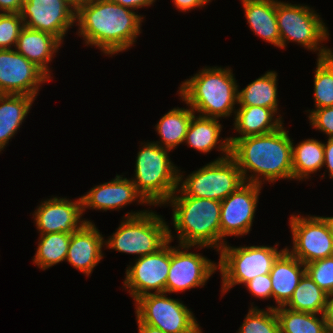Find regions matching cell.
I'll return each mask as SVG.
<instances>
[{
  "label": "cell",
  "instance_id": "cell-40",
  "mask_svg": "<svg viewBox=\"0 0 333 333\" xmlns=\"http://www.w3.org/2000/svg\"><path fill=\"white\" fill-rule=\"evenodd\" d=\"M329 170V176L333 179V138H328L326 144H324V164Z\"/></svg>",
  "mask_w": 333,
  "mask_h": 333
},
{
  "label": "cell",
  "instance_id": "cell-1",
  "mask_svg": "<svg viewBox=\"0 0 333 333\" xmlns=\"http://www.w3.org/2000/svg\"><path fill=\"white\" fill-rule=\"evenodd\" d=\"M142 19L132 9L109 0H85L76 5L79 36L106 55L131 47L141 33Z\"/></svg>",
  "mask_w": 333,
  "mask_h": 333
},
{
  "label": "cell",
  "instance_id": "cell-14",
  "mask_svg": "<svg viewBox=\"0 0 333 333\" xmlns=\"http://www.w3.org/2000/svg\"><path fill=\"white\" fill-rule=\"evenodd\" d=\"M261 185L246 182L221 201L220 250L226 236L248 234L256 211Z\"/></svg>",
  "mask_w": 333,
  "mask_h": 333
},
{
  "label": "cell",
  "instance_id": "cell-17",
  "mask_svg": "<svg viewBox=\"0 0 333 333\" xmlns=\"http://www.w3.org/2000/svg\"><path fill=\"white\" fill-rule=\"evenodd\" d=\"M82 215L81 197L75 202L60 197L47 199L38 206L33 214L36 228L40 231V234L53 232L72 234L89 222L88 220H81Z\"/></svg>",
  "mask_w": 333,
  "mask_h": 333
},
{
  "label": "cell",
  "instance_id": "cell-11",
  "mask_svg": "<svg viewBox=\"0 0 333 333\" xmlns=\"http://www.w3.org/2000/svg\"><path fill=\"white\" fill-rule=\"evenodd\" d=\"M169 229V241L157 252L139 257L135 264L126 269L124 285L131 297L151 293H166V281L170 269V246L173 237ZM129 288V289H128Z\"/></svg>",
  "mask_w": 333,
  "mask_h": 333
},
{
  "label": "cell",
  "instance_id": "cell-32",
  "mask_svg": "<svg viewBox=\"0 0 333 333\" xmlns=\"http://www.w3.org/2000/svg\"><path fill=\"white\" fill-rule=\"evenodd\" d=\"M314 75V100L316 109L333 106V54L317 58Z\"/></svg>",
  "mask_w": 333,
  "mask_h": 333
},
{
  "label": "cell",
  "instance_id": "cell-37",
  "mask_svg": "<svg viewBox=\"0 0 333 333\" xmlns=\"http://www.w3.org/2000/svg\"><path fill=\"white\" fill-rule=\"evenodd\" d=\"M245 286L257 298H272V282L269 274L256 276L247 282Z\"/></svg>",
  "mask_w": 333,
  "mask_h": 333
},
{
  "label": "cell",
  "instance_id": "cell-44",
  "mask_svg": "<svg viewBox=\"0 0 333 333\" xmlns=\"http://www.w3.org/2000/svg\"><path fill=\"white\" fill-rule=\"evenodd\" d=\"M322 218L325 220L327 226H328V229H329V232H330V235L332 237V241H333V217H323Z\"/></svg>",
  "mask_w": 333,
  "mask_h": 333
},
{
  "label": "cell",
  "instance_id": "cell-41",
  "mask_svg": "<svg viewBox=\"0 0 333 333\" xmlns=\"http://www.w3.org/2000/svg\"><path fill=\"white\" fill-rule=\"evenodd\" d=\"M175 7L180 11H189L196 7H204L208 3L207 0H173Z\"/></svg>",
  "mask_w": 333,
  "mask_h": 333
},
{
  "label": "cell",
  "instance_id": "cell-7",
  "mask_svg": "<svg viewBox=\"0 0 333 333\" xmlns=\"http://www.w3.org/2000/svg\"><path fill=\"white\" fill-rule=\"evenodd\" d=\"M286 250L273 246L231 247L227 243L221 248L218 269L222 276V293H227L236 284H246L259 275L269 274L274 262Z\"/></svg>",
  "mask_w": 333,
  "mask_h": 333
},
{
  "label": "cell",
  "instance_id": "cell-31",
  "mask_svg": "<svg viewBox=\"0 0 333 333\" xmlns=\"http://www.w3.org/2000/svg\"><path fill=\"white\" fill-rule=\"evenodd\" d=\"M33 262L45 270L66 260L71 234L53 232L41 234Z\"/></svg>",
  "mask_w": 333,
  "mask_h": 333
},
{
  "label": "cell",
  "instance_id": "cell-15",
  "mask_svg": "<svg viewBox=\"0 0 333 333\" xmlns=\"http://www.w3.org/2000/svg\"><path fill=\"white\" fill-rule=\"evenodd\" d=\"M191 247L193 246L181 244L176 248L170 246V269L166 281V293L202 287L218 269V265L205 256L187 252Z\"/></svg>",
  "mask_w": 333,
  "mask_h": 333
},
{
  "label": "cell",
  "instance_id": "cell-45",
  "mask_svg": "<svg viewBox=\"0 0 333 333\" xmlns=\"http://www.w3.org/2000/svg\"><path fill=\"white\" fill-rule=\"evenodd\" d=\"M70 1H72L75 5H77L85 0H70Z\"/></svg>",
  "mask_w": 333,
  "mask_h": 333
},
{
  "label": "cell",
  "instance_id": "cell-24",
  "mask_svg": "<svg viewBox=\"0 0 333 333\" xmlns=\"http://www.w3.org/2000/svg\"><path fill=\"white\" fill-rule=\"evenodd\" d=\"M219 122L218 118L194 115L189 124L184 142L188 144L189 147L203 153L210 152L219 143L220 145L217 148H219L222 153H225H223V155L230 156L229 138L227 137L223 141L221 140V143L219 141L220 132L222 130V126Z\"/></svg>",
  "mask_w": 333,
  "mask_h": 333
},
{
  "label": "cell",
  "instance_id": "cell-43",
  "mask_svg": "<svg viewBox=\"0 0 333 333\" xmlns=\"http://www.w3.org/2000/svg\"><path fill=\"white\" fill-rule=\"evenodd\" d=\"M137 323H138V328H139L138 332L139 333H164L161 329L141 323L138 319H137Z\"/></svg>",
  "mask_w": 333,
  "mask_h": 333
},
{
  "label": "cell",
  "instance_id": "cell-26",
  "mask_svg": "<svg viewBox=\"0 0 333 333\" xmlns=\"http://www.w3.org/2000/svg\"><path fill=\"white\" fill-rule=\"evenodd\" d=\"M194 115V111L190 107L188 109L179 107L171 109L156 124V131L161 139L155 143L170 151L175 149L185 141L189 124Z\"/></svg>",
  "mask_w": 333,
  "mask_h": 333
},
{
  "label": "cell",
  "instance_id": "cell-39",
  "mask_svg": "<svg viewBox=\"0 0 333 333\" xmlns=\"http://www.w3.org/2000/svg\"><path fill=\"white\" fill-rule=\"evenodd\" d=\"M24 0H0V13H20Z\"/></svg>",
  "mask_w": 333,
  "mask_h": 333
},
{
  "label": "cell",
  "instance_id": "cell-38",
  "mask_svg": "<svg viewBox=\"0 0 333 333\" xmlns=\"http://www.w3.org/2000/svg\"><path fill=\"white\" fill-rule=\"evenodd\" d=\"M323 317L327 333H333V293L327 296Z\"/></svg>",
  "mask_w": 333,
  "mask_h": 333
},
{
  "label": "cell",
  "instance_id": "cell-33",
  "mask_svg": "<svg viewBox=\"0 0 333 333\" xmlns=\"http://www.w3.org/2000/svg\"><path fill=\"white\" fill-rule=\"evenodd\" d=\"M238 333H280L274 306L267 310L252 306Z\"/></svg>",
  "mask_w": 333,
  "mask_h": 333
},
{
  "label": "cell",
  "instance_id": "cell-36",
  "mask_svg": "<svg viewBox=\"0 0 333 333\" xmlns=\"http://www.w3.org/2000/svg\"><path fill=\"white\" fill-rule=\"evenodd\" d=\"M309 120L311 125L333 138V106L315 109L310 112Z\"/></svg>",
  "mask_w": 333,
  "mask_h": 333
},
{
  "label": "cell",
  "instance_id": "cell-2",
  "mask_svg": "<svg viewBox=\"0 0 333 333\" xmlns=\"http://www.w3.org/2000/svg\"><path fill=\"white\" fill-rule=\"evenodd\" d=\"M288 132L282 126L264 135L229 139L230 156L237 163L246 183L262 186L264 180L274 182L279 179H293V140L288 136ZM248 171L254 174L247 177Z\"/></svg>",
  "mask_w": 333,
  "mask_h": 333
},
{
  "label": "cell",
  "instance_id": "cell-30",
  "mask_svg": "<svg viewBox=\"0 0 333 333\" xmlns=\"http://www.w3.org/2000/svg\"><path fill=\"white\" fill-rule=\"evenodd\" d=\"M280 333H327L323 314L293 311L285 306L274 307Z\"/></svg>",
  "mask_w": 333,
  "mask_h": 333
},
{
  "label": "cell",
  "instance_id": "cell-6",
  "mask_svg": "<svg viewBox=\"0 0 333 333\" xmlns=\"http://www.w3.org/2000/svg\"><path fill=\"white\" fill-rule=\"evenodd\" d=\"M169 241V226L154 212L126 214L116 232L104 241L106 247L139 257L157 252Z\"/></svg>",
  "mask_w": 333,
  "mask_h": 333
},
{
  "label": "cell",
  "instance_id": "cell-42",
  "mask_svg": "<svg viewBox=\"0 0 333 333\" xmlns=\"http://www.w3.org/2000/svg\"><path fill=\"white\" fill-rule=\"evenodd\" d=\"M109 1L119 4L123 7L130 8L132 10H136L138 8L146 6L148 7L155 2V0H109Z\"/></svg>",
  "mask_w": 333,
  "mask_h": 333
},
{
  "label": "cell",
  "instance_id": "cell-34",
  "mask_svg": "<svg viewBox=\"0 0 333 333\" xmlns=\"http://www.w3.org/2000/svg\"><path fill=\"white\" fill-rule=\"evenodd\" d=\"M306 273L328 295L333 293V256L305 264Z\"/></svg>",
  "mask_w": 333,
  "mask_h": 333
},
{
  "label": "cell",
  "instance_id": "cell-13",
  "mask_svg": "<svg viewBox=\"0 0 333 333\" xmlns=\"http://www.w3.org/2000/svg\"><path fill=\"white\" fill-rule=\"evenodd\" d=\"M20 15L25 27L50 33L63 42L75 23L76 5L70 0H24Z\"/></svg>",
  "mask_w": 333,
  "mask_h": 333
},
{
  "label": "cell",
  "instance_id": "cell-25",
  "mask_svg": "<svg viewBox=\"0 0 333 333\" xmlns=\"http://www.w3.org/2000/svg\"><path fill=\"white\" fill-rule=\"evenodd\" d=\"M34 100L28 95L0 94V152L20 128Z\"/></svg>",
  "mask_w": 333,
  "mask_h": 333
},
{
  "label": "cell",
  "instance_id": "cell-35",
  "mask_svg": "<svg viewBox=\"0 0 333 333\" xmlns=\"http://www.w3.org/2000/svg\"><path fill=\"white\" fill-rule=\"evenodd\" d=\"M23 27L20 13H0V49L15 47Z\"/></svg>",
  "mask_w": 333,
  "mask_h": 333
},
{
  "label": "cell",
  "instance_id": "cell-4",
  "mask_svg": "<svg viewBox=\"0 0 333 333\" xmlns=\"http://www.w3.org/2000/svg\"><path fill=\"white\" fill-rule=\"evenodd\" d=\"M175 193L166 203L173 207L172 219L179 244L216 247L219 252L221 201Z\"/></svg>",
  "mask_w": 333,
  "mask_h": 333
},
{
  "label": "cell",
  "instance_id": "cell-20",
  "mask_svg": "<svg viewBox=\"0 0 333 333\" xmlns=\"http://www.w3.org/2000/svg\"><path fill=\"white\" fill-rule=\"evenodd\" d=\"M306 273L305 264L285 250L274 262L269 273L272 282V298L277 307L285 306L301 278Z\"/></svg>",
  "mask_w": 333,
  "mask_h": 333
},
{
  "label": "cell",
  "instance_id": "cell-9",
  "mask_svg": "<svg viewBox=\"0 0 333 333\" xmlns=\"http://www.w3.org/2000/svg\"><path fill=\"white\" fill-rule=\"evenodd\" d=\"M182 176L179 173L177 193L217 201H222L245 183L237 163L231 156L217 158L188 175L184 181Z\"/></svg>",
  "mask_w": 333,
  "mask_h": 333
},
{
  "label": "cell",
  "instance_id": "cell-3",
  "mask_svg": "<svg viewBox=\"0 0 333 333\" xmlns=\"http://www.w3.org/2000/svg\"><path fill=\"white\" fill-rule=\"evenodd\" d=\"M229 68H203L182 82L179 94L182 101L200 116L228 117L238 104V85Z\"/></svg>",
  "mask_w": 333,
  "mask_h": 333
},
{
  "label": "cell",
  "instance_id": "cell-8",
  "mask_svg": "<svg viewBox=\"0 0 333 333\" xmlns=\"http://www.w3.org/2000/svg\"><path fill=\"white\" fill-rule=\"evenodd\" d=\"M276 18L280 32V48L286 42H297L308 50H317L318 58H325L333 54L326 47L320 48V42L328 39L329 33L320 16L309 6L289 4L276 0Z\"/></svg>",
  "mask_w": 333,
  "mask_h": 333
},
{
  "label": "cell",
  "instance_id": "cell-29",
  "mask_svg": "<svg viewBox=\"0 0 333 333\" xmlns=\"http://www.w3.org/2000/svg\"><path fill=\"white\" fill-rule=\"evenodd\" d=\"M327 296L328 294L305 273L285 307L298 312L323 314Z\"/></svg>",
  "mask_w": 333,
  "mask_h": 333
},
{
  "label": "cell",
  "instance_id": "cell-12",
  "mask_svg": "<svg viewBox=\"0 0 333 333\" xmlns=\"http://www.w3.org/2000/svg\"><path fill=\"white\" fill-rule=\"evenodd\" d=\"M292 251L286 250L303 264L333 256V241L325 220L320 216L290 217Z\"/></svg>",
  "mask_w": 333,
  "mask_h": 333
},
{
  "label": "cell",
  "instance_id": "cell-27",
  "mask_svg": "<svg viewBox=\"0 0 333 333\" xmlns=\"http://www.w3.org/2000/svg\"><path fill=\"white\" fill-rule=\"evenodd\" d=\"M277 73L268 71L258 79L238 91L240 106H260L277 112Z\"/></svg>",
  "mask_w": 333,
  "mask_h": 333
},
{
  "label": "cell",
  "instance_id": "cell-21",
  "mask_svg": "<svg viewBox=\"0 0 333 333\" xmlns=\"http://www.w3.org/2000/svg\"><path fill=\"white\" fill-rule=\"evenodd\" d=\"M61 41L50 33L23 27L15 50L39 67L49 78L48 63L58 51Z\"/></svg>",
  "mask_w": 333,
  "mask_h": 333
},
{
  "label": "cell",
  "instance_id": "cell-28",
  "mask_svg": "<svg viewBox=\"0 0 333 333\" xmlns=\"http://www.w3.org/2000/svg\"><path fill=\"white\" fill-rule=\"evenodd\" d=\"M297 145L294 147L292 142L293 179L303 180L323 167L324 143L316 139H306Z\"/></svg>",
  "mask_w": 333,
  "mask_h": 333
},
{
  "label": "cell",
  "instance_id": "cell-23",
  "mask_svg": "<svg viewBox=\"0 0 333 333\" xmlns=\"http://www.w3.org/2000/svg\"><path fill=\"white\" fill-rule=\"evenodd\" d=\"M235 113L234 129L240 133L238 137L229 139H240L249 136L264 135L276 131L283 125L282 117L273 118L275 110L260 106H240Z\"/></svg>",
  "mask_w": 333,
  "mask_h": 333
},
{
  "label": "cell",
  "instance_id": "cell-22",
  "mask_svg": "<svg viewBox=\"0 0 333 333\" xmlns=\"http://www.w3.org/2000/svg\"><path fill=\"white\" fill-rule=\"evenodd\" d=\"M247 23L263 40L280 47L276 0H242Z\"/></svg>",
  "mask_w": 333,
  "mask_h": 333
},
{
  "label": "cell",
  "instance_id": "cell-18",
  "mask_svg": "<svg viewBox=\"0 0 333 333\" xmlns=\"http://www.w3.org/2000/svg\"><path fill=\"white\" fill-rule=\"evenodd\" d=\"M83 212L85 208L97 210L120 209L127 204L137 201L140 204H149L137 191L131 179L116 175L110 182L97 185L90 189L87 194L81 196Z\"/></svg>",
  "mask_w": 333,
  "mask_h": 333
},
{
  "label": "cell",
  "instance_id": "cell-10",
  "mask_svg": "<svg viewBox=\"0 0 333 333\" xmlns=\"http://www.w3.org/2000/svg\"><path fill=\"white\" fill-rule=\"evenodd\" d=\"M136 319L164 333H202L192 311L166 293H149L135 300Z\"/></svg>",
  "mask_w": 333,
  "mask_h": 333
},
{
  "label": "cell",
  "instance_id": "cell-5",
  "mask_svg": "<svg viewBox=\"0 0 333 333\" xmlns=\"http://www.w3.org/2000/svg\"><path fill=\"white\" fill-rule=\"evenodd\" d=\"M169 151L149 142L138 152L132 181L149 205L166 204L179 186L180 170L170 161Z\"/></svg>",
  "mask_w": 333,
  "mask_h": 333
},
{
  "label": "cell",
  "instance_id": "cell-19",
  "mask_svg": "<svg viewBox=\"0 0 333 333\" xmlns=\"http://www.w3.org/2000/svg\"><path fill=\"white\" fill-rule=\"evenodd\" d=\"M104 238L93 222H87L71 234L66 260L76 269L89 276L103 258Z\"/></svg>",
  "mask_w": 333,
  "mask_h": 333
},
{
  "label": "cell",
  "instance_id": "cell-16",
  "mask_svg": "<svg viewBox=\"0 0 333 333\" xmlns=\"http://www.w3.org/2000/svg\"><path fill=\"white\" fill-rule=\"evenodd\" d=\"M50 78L15 49H0V94L36 98L40 84Z\"/></svg>",
  "mask_w": 333,
  "mask_h": 333
}]
</instances>
